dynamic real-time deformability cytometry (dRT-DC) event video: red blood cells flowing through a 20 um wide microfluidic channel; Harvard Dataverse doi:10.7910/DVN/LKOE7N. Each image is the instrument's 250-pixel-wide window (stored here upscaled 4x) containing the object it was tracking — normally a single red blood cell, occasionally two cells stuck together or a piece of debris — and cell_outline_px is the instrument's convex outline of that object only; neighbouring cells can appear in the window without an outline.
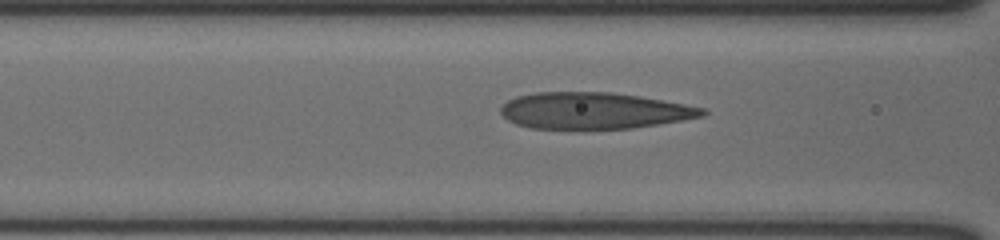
{"species": "human", "species_latin": "Homo sapiens", "temperature_condition": "cold", "stored_images_in_passage": 12, "camera_frame_rate_fps": 3000, "um_per_image_px": 0.085, "donor": {"sex": "male"}, "frame": {"image": 1, "passage_image": 7, "time_ms": 2.0, "image_size_px": [1000, 240], "cell_outline_px": [[708, 112], [704, 116], [632, 128], [532, 128], [516, 124], [508, 120], [500, 112], [500, 108], [508, 100], [516, 96], [536, 92], [612, 92], [640, 96], [684, 104], [704, 108]], "centroid_in_image_um": [50.47, 9.39], "position_along_channel_um": 116.1, "area_um2": 42.48}}
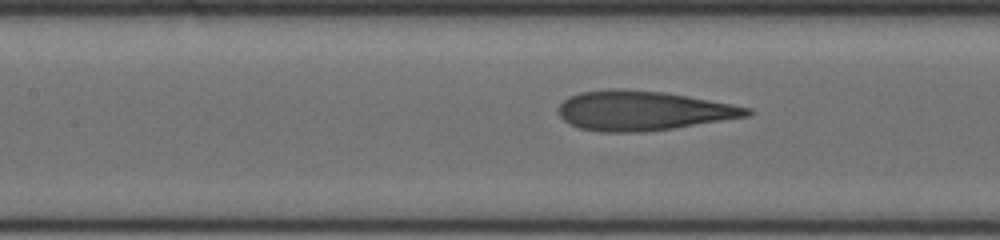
{"frame": {"image": 2, "passage_image": 9, "time_ms": 2.667, "image_size_px": [1000, 240], "cell_outline_px": [[752, 112], [748, 116], [672, 128], [644, 132], [600, 132], [580, 128], [568, 124], [560, 116], [560, 104], [564, 100], [580, 92], [664, 92], [688, 96], [732, 104], [752, 108]], "centroid_in_image_um": [54.69, 9.46], "position_along_channel_um": 152.7, "area_um2": 41.91}}